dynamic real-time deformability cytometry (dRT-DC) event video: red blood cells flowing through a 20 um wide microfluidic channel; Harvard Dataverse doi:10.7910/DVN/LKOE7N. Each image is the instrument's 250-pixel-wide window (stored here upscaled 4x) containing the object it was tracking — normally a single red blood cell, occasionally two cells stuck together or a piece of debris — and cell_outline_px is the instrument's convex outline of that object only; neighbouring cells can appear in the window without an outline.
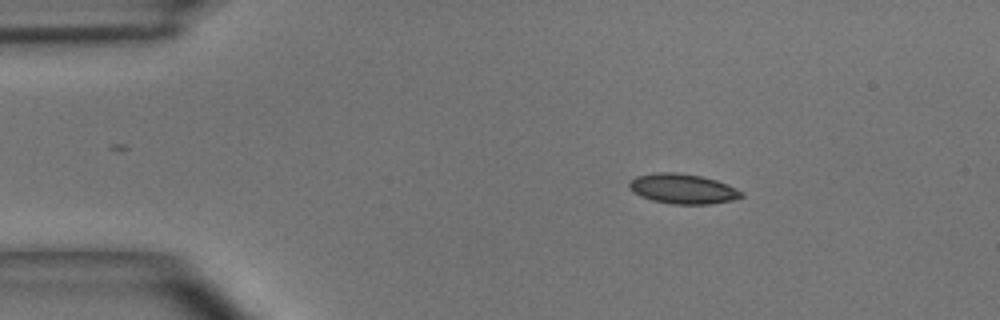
{"species": "common noctule bat (a hibernating species)", "species_latin": "Nyctalus noctula", "temperature_condition": "room temperature", "stored_images_in_passage": 43, "camera_frame_rate_fps": 3000, "um_per_image_px": 0.085, "animal": {"sex": "male", "body_mass_g": 15.6}, "frame": {"image": 1, "passage_image": 1, "time_ms": 0.0, "image_size_px": [1000, 320], "cell_outline_px": [[744, 196], [732, 200], [708, 204], [672, 204], [652, 200], [640, 196], [628, 184], [636, 176], [656, 172], [676, 172], [700, 176], [716, 180], [744, 192]], "centroid_in_image_um": [58.06, 16.05], "position_along_channel_um": 26.9, "area_um2": 19.31}}
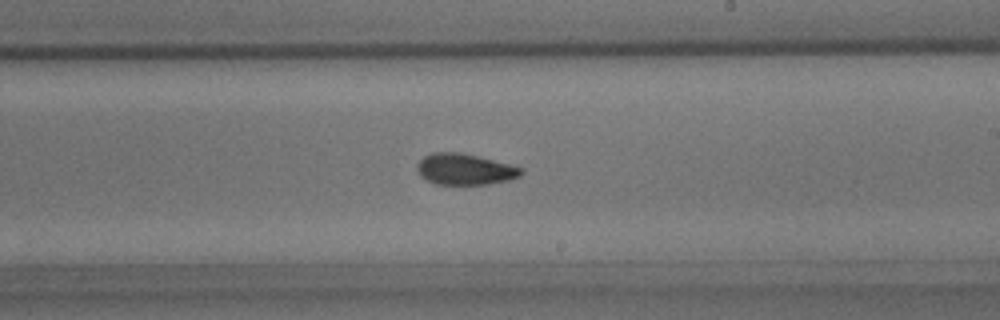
{"frame": {"image": 2, "passage_image": 22, "time_ms": 7.0, "image_size_px": [1000, 320], "cell_outline_px": [[524, 172], [520, 176], [508, 180], [488, 184], [436, 184], [420, 176], [416, 168], [416, 164], [424, 156], [432, 152], [460, 152], [524, 168]], "centroid_in_image_um": [39.49, 14.38], "position_along_channel_um": 249.5, "area_um2": 18.79}}
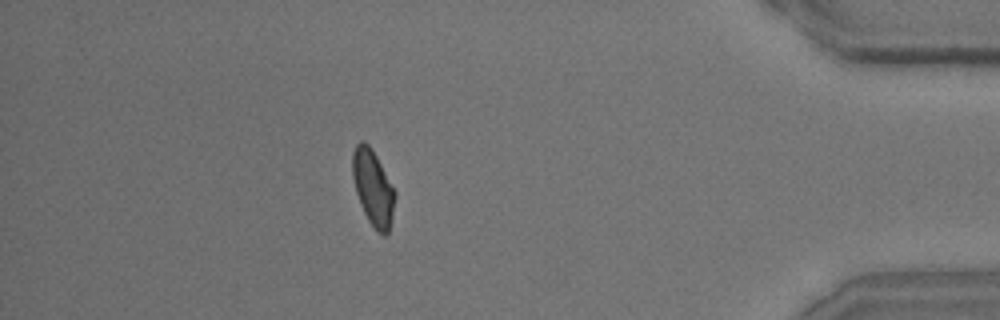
{"frame": {"image": 3, "passage_image": 37, "time_ms": 12.0, "image_size_px": [1000, 320], "cell_outline_px": [[396, 196], [392, 216], [388, 232], [384, 236], [368, 220], [360, 204], [356, 192], [352, 176], [352, 152], [356, 144], [360, 140], [364, 140], [372, 148], [396, 192]], "centroid_in_image_um": [31.69, 15.9], "position_along_channel_um": 403.5, "area_um2": 18.61}, "authors_computed_cell_mechanics": {"area_um2": 18.7272, "velocity_mm_per_s": 3.9857, "shape_relaxation_time_tau1_ms": 4.0518, "shape_relaxation_time_tau2_ms": 2.8984, "deformation_change_tau1": 0.114, "deformation_change_tau2": 0.0824}}